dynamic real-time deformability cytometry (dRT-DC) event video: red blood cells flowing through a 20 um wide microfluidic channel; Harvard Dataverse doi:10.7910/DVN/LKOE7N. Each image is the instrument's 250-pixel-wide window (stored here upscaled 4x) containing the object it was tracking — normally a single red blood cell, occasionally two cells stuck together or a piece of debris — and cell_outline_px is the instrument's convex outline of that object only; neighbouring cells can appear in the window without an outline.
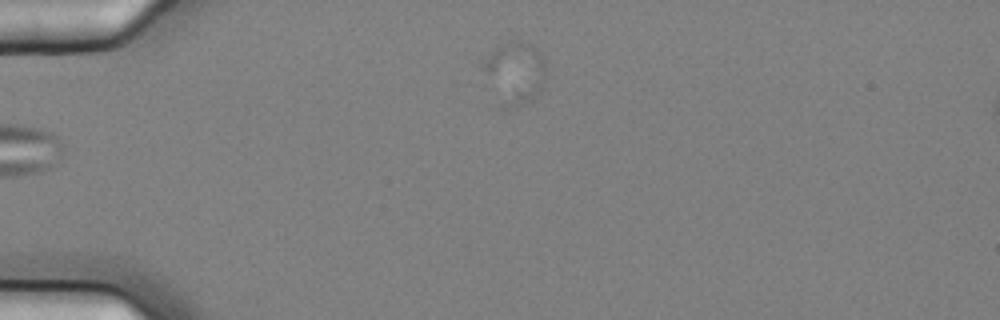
{"species": "common noctule bat (a hibernating species)", "species_latin": "Nyctalus noctula", "temperature_condition": "cold", "stored_images_in_passage": 6, "segment_of_instrument_passage": [2, 2], "camera_frame_rate_fps": 3000, "um_per_image_px": 0.085, "animal": {"sex": "female", "body_mass_g": 25.1}, "frame": {"image": 1, "passage_image": 6, "time_ms": 1.667, "image_size_px": [1000, 320], "cell_outline_px": [[548, 64], [544, 80], [540, 92], [520, 104], [512, 104], [480, 68], [480, 60], [496, 48], [516, 36], [536, 48], [544, 56]], "centroid_in_image_um": [43.86, 5.93], "position_along_channel_um": 41.1, "area_um2": 21.5}}